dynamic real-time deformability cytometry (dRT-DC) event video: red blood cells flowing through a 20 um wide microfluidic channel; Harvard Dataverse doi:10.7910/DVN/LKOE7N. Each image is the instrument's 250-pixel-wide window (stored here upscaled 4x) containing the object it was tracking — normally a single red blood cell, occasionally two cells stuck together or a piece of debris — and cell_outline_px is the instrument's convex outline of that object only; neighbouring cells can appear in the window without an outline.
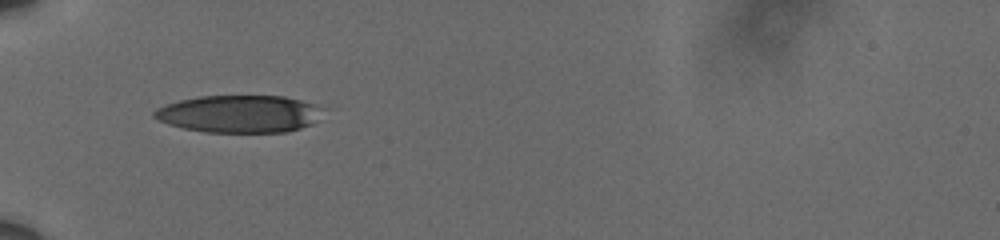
{"species": "human", "species_latin": "Homo sapiens", "temperature_condition": "cold", "stored_images_in_passage": 7, "camera_frame_rate_fps": 3000, "um_per_image_px": 0.085, "donor": {"sex": "male"}, "frame": {"image": 1, "passage_image": 1, "time_ms": 0.0, "image_size_px": [1000, 240], "cell_outline_px": [[336, 108], [308, 124], [300, 128], [288, 132], [204, 132], [184, 128], [168, 124], [152, 116], [152, 112], [156, 108], [180, 100], [200, 96], [284, 96]], "centroid_in_image_um": [20.48, 9.67], "position_along_channel_um": 64.5, "area_um2": 37.4}}
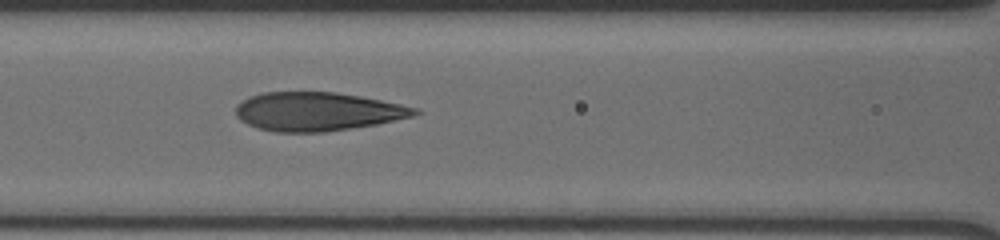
{"frame": {"image": 2, "passage_image": 3, "time_ms": 0.667, "image_size_px": [1000, 240], "cell_outline_px": [[424, 112], [412, 116], [376, 124], [324, 132], [276, 132], [260, 128], [248, 124], [240, 120], [236, 116], [236, 104], [260, 92], [336, 92], [360, 96], [420, 108]], "centroid_in_image_um": [27.0, 9.47], "position_along_channel_um": 139.6, "area_um2": 40.17}}
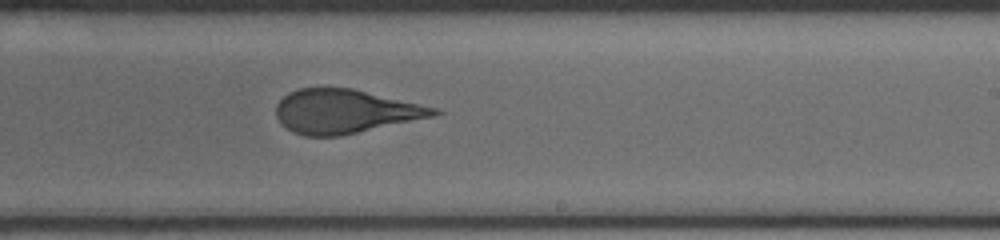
{"frame": {"image": 3, "passage_image": 7, "time_ms": 2.0, "image_size_px": [1000, 240], "cell_outline_px": [[444, 112], [432, 116], [340, 136], [304, 136], [292, 132], [280, 124], [276, 116], [276, 104], [288, 92], [300, 88], [352, 88], [436, 108]], "centroid_in_image_um": [29.25, 9.47], "position_along_channel_um": 259.8, "area_um2": 40.0}}